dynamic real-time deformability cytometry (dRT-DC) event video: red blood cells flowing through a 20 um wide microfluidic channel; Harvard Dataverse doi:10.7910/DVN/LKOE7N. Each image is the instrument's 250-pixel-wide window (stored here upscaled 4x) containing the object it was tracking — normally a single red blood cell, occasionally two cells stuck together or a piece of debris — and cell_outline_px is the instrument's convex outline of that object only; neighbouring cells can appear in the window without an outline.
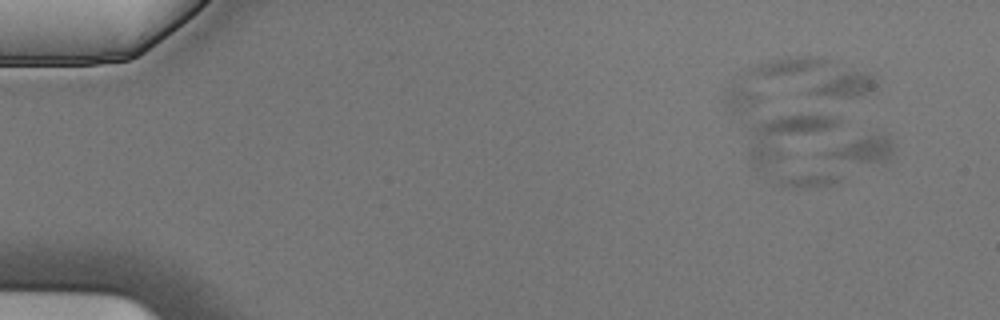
{"species": "Egyptian fruit bat (a non-hibernating species)", "species_latin": "Rousettus aegyptiacus", "temperature_condition": "cold", "stored_images_in_passage": 6, "camera_frame_rate_fps": 3000, "um_per_image_px": 0.085, "animal": {"sex": "male"}, "frame": {"image": 1, "passage_image": 2, "time_ms": 0.333, "image_size_px": [1000, 320], "cell_outline_px": [[892, 156], [888, 160], [832, 184], [804, 188], [800, 188], [780, 184], [776, 180], [820, 152], [868, 136], [884, 136], [892, 140]], "centroid_in_image_um": [71.37, 13.83], "position_along_channel_um": 13.6, "area_um2": 22.95}}